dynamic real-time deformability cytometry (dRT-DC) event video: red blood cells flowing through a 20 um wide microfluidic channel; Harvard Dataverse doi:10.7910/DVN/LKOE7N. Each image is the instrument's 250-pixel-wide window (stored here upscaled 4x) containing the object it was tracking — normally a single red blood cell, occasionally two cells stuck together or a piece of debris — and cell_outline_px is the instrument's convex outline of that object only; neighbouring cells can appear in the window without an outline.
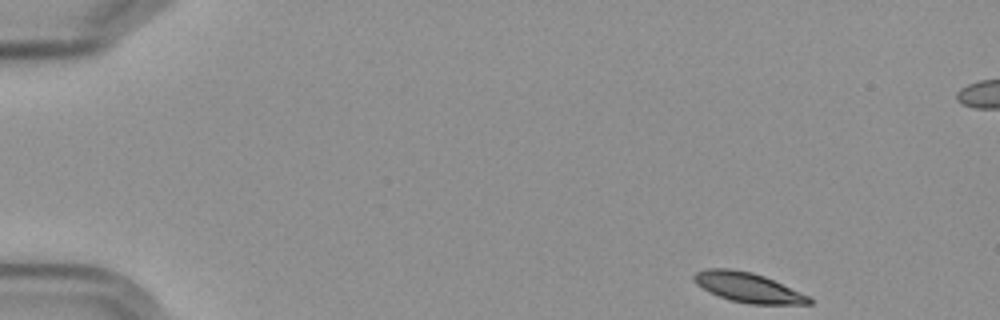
{"species": "Egyptian fruit bat (a non-hibernating species)", "species_latin": "Rousettus aegyptiacus", "temperature_condition": "cold", "stored_images_in_passage": 5, "camera_frame_rate_fps": 3000, "um_per_image_px": 0.085, "frame": {"image": 1, "passage_image": 1, "time_ms": 0.0, "image_size_px": [1000, 320], "cell_outline_px": [[812, 304], [748, 304], [732, 300], [720, 296], [696, 284], [692, 280], [692, 276], [696, 272], [708, 268], [728, 268], [752, 272], [764, 276], [812, 296]], "centroid_in_image_um": [63.63, 24.43], "position_along_channel_um": 21.4, "area_um2": 19.94}}